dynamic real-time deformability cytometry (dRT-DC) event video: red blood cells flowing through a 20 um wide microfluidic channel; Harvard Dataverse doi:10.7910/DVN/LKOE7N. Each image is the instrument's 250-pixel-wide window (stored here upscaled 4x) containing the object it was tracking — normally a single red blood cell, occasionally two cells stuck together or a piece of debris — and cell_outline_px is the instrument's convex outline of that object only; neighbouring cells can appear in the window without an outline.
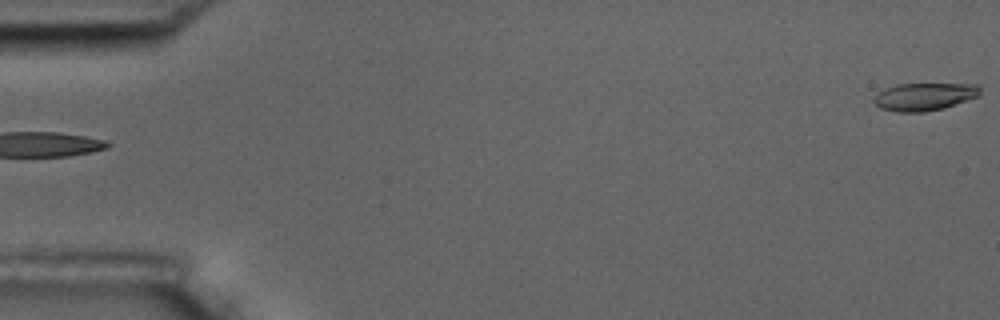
{"species": "common noctule bat (a hibernating species)", "species_latin": "Nyctalus noctula", "temperature_condition": "room temperature", "stored_images_in_passage": 6, "segment_of_instrument_passage": [2, 2], "camera_frame_rate_fps": 3000, "um_per_image_px": 0.085, "animal": {"sex": "male", "body_mass_g": 17.5, "forearm_length_mm": 52.3}, "frame": {"image": 1, "passage_image": 6, "time_ms": 1.667, "image_size_px": [1000, 320], "cell_outline_px": [[980, 96], [944, 108], [924, 112], [896, 112], [880, 108], [872, 100], [884, 88], [896, 84], [976, 84], [980, 88]], "centroid_in_image_um": [78.58, 8.22], "position_along_channel_um": 6.4, "area_um2": 17.17}}